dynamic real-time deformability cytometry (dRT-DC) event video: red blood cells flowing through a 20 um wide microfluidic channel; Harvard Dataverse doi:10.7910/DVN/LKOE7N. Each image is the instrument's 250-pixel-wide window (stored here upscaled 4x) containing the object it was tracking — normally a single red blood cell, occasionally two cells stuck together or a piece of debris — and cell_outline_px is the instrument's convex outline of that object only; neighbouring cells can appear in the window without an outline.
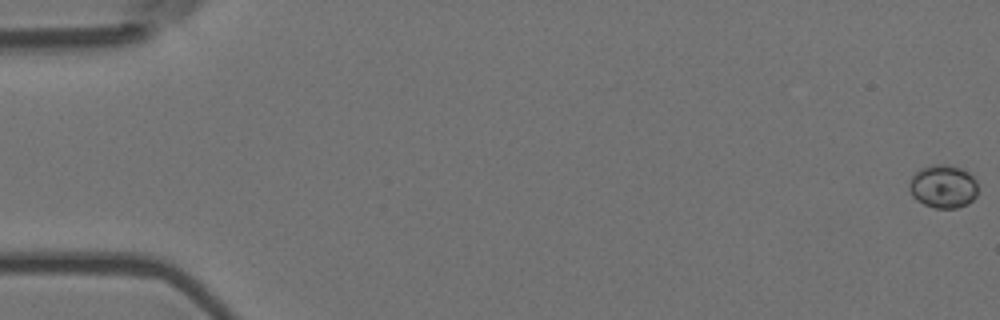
{"species": "Egyptian fruit bat (a non-hibernating species)", "species_latin": "Rousettus aegyptiacus", "temperature_condition": "room temperature", "stored_images_in_passage": 3, "segment_of_instrument_passage": [2, 2], "camera_frame_rate_fps": 3000, "um_per_image_px": 0.085, "animal": {"sex": "female"}, "frame": {"image": 1, "passage_image": 3, "time_ms": 0.667, "image_size_px": [1000, 320], "cell_outline_px": [[976, 196], [968, 204], [956, 208], [936, 208], [924, 204], [916, 200], [912, 196], [908, 188], [908, 184], [912, 176], [920, 168], [932, 164], [948, 164], [960, 168], [968, 172], [976, 180]], "centroid_in_image_um": [80.14, 15.84], "position_along_channel_um": 4.9, "area_um2": 17.4}}